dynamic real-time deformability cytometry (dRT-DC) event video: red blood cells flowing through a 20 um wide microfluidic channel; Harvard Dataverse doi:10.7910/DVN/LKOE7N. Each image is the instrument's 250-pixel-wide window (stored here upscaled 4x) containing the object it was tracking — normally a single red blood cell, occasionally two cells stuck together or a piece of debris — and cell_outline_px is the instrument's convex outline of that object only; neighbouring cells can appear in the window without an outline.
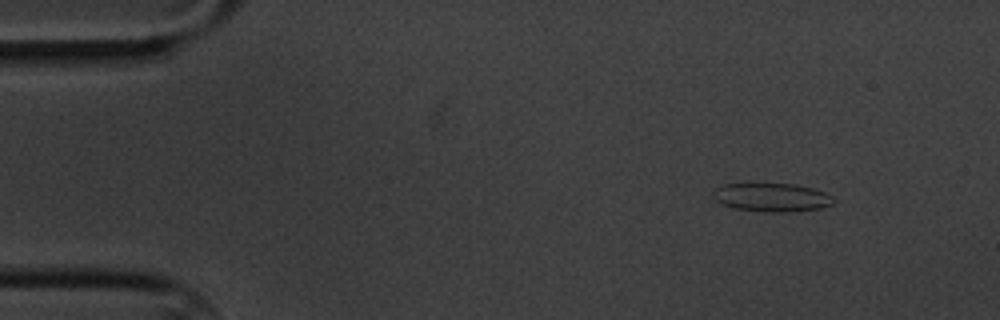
{"species": "common noctule bat (a hibernating species)", "species_latin": "Nyctalus noctula", "temperature_condition": "cold", "stored_images_in_passage": 3, "camera_frame_rate_fps": 3000, "um_per_image_px": 0.085, "animal": {"sex": "male", "body_mass_g": 20.1, "forearm_length_mm": 53.5}, "frame": {"image": 1, "passage_image": 1, "time_ms": 0.0, "image_size_px": [1000, 320], "cell_outline_px": [[836, 200], [832, 204], [820, 208], [788, 212], [768, 212], [736, 208], [724, 204], [716, 200], [712, 196], [712, 192], [716, 188], [724, 184], [752, 180], [792, 184], [812, 188], [824, 192], [832, 196]], "centroid_in_image_um": [65.55, 16.72], "position_along_channel_um": 19.4, "area_um2": 20.75}}
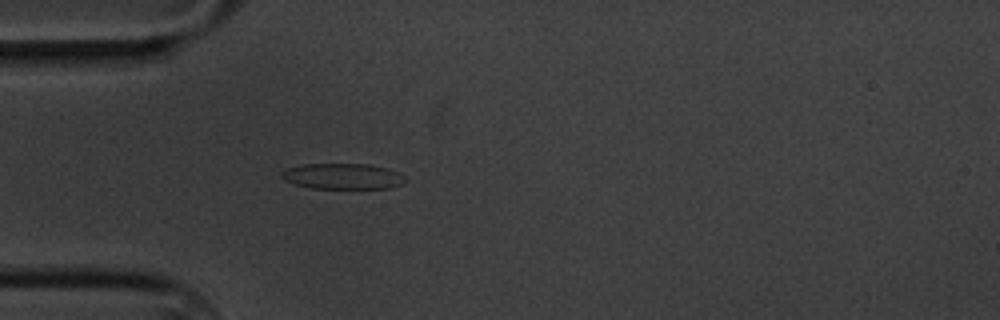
{"frame": {"image": 2, "passage_image": 3, "time_ms": 3.333, "image_size_px": [1000, 320], "cell_outline_px": [[408, 180], [400, 184], [388, 188], [312, 188], [296, 184], [284, 180], [280, 176], [280, 172], [288, 168], [304, 164], [368, 164], [388, 168], [400, 172]], "centroid_in_image_um": [29.15, 14.97], "position_along_channel_um": 55.9, "area_um2": 18.55}}